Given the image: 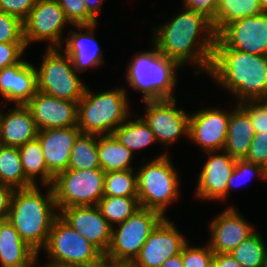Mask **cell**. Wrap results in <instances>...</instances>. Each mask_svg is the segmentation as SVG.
I'll use <instances>...</instances> for the list:
<instances>
[{"label":"cell","instance_id":"6da1fadb","mask_svg":"<svg viewBox=\"0 0 267 267\" xmlns=\"http://www.w3.org/2000/svg\"><path fill=\"white\" fill-rule=\"evenodd\" d=\"M182 9L170 21L153 28L152 44L181 67L190 62L197 67L196 74H208L217 38L212 21L201 13Z\"/></svg>","mask_w":267,"mask_h":267},{"label":"cell","instance_id":"7a4b0ae2","mask_svg":"<svg viewBox=\"0 0 267 267\" xmlns=\"http://www.w3.org/2000/svg\"><path fill=\"white\" fill-rule=\"evenodd\" d=\"M208 75L234 94L237 104L267 96V56L228 48L218 37Z\"/></svg>","mask_w":267,"mask_h":267},{"label":"cell","instance_id":"3957f363","mask_svg":"<svg viewBox=\"0 0 267 267\" xmlns=\"http://www.w3.org/2000/svg\"><path fill=\"white\" fill-rule=\"evenodd\" d=\"M40 186L15 189L8 220L21 239L38 254L48 240L54 220L59 216L52 186L43 195Z\"/></svg>","mask_w":267,"mask_h":267},{"label":"cell","instance_id":"277c9868","mask_svg":"<svg viewBox=\"0 0 267 267\" xmlns=\"http://www.w3.org/2000/svg\"><path fill=\"white\" fill-rule=\"evenodd\" d=\"M153 49L141 51L129 61L126 71L127 84L134 92L143 94L142 101L175 98L173 89L177 85V73L181 66Z\"/></svg>","mask_w":267,"mask_h":267},{"label":"cell","instance_id":"5b68a950","mask_svg":"<svg viewBox=\"0 0 267 267\" xmlns=\"http://www.w3.org/2000/svg\"><path fill=\"white\" fill-rule=\"evenodd\" d=\"M125 87L93 93L88 86L78 101L77 127L81 133L109 135L131 114Z\"/></svg>","mask_w":267,"mask_h":267},{"label":"cell","instance_id":"8992f818","mask_svg":"<svg viewBox=\"0 0 267 267\" xmlns=\"http://www.w3.org/2000/svg\"><path fill=\"white\" fill-rule=\"evenodd\" d=\"M168 153H162L136 171L138 199L142 208L166 216V209L178 200L180 180Z\"/></svg>","mask_w":267,"mask_h":267},{"label":"cell","instance_id":"52a82bcc","mask_svg":"<svg viewBox=\"0 0 267 267\" xmlns=\"http://www.w3.org/2000/svg\"><path fill=\"white\" fill-rule=\"evenodd\" d=\"M37 73L38 91L58 99L78 102L86 85L74 69L72 60L61 48H46Z\"/></svg>","mask_w":267,"mask_h":267},{"label":"cell","instance_id":"ba28073f","mask_svg":"<svg viewBox=\"0 0 267 267\" xmlns=\"http://www.w3.org/2000/svg\"><path fill=\"white\" fill-rule=\"evenodd\" d=\"M43 251L50 261L42 266L88 267L103 256L60 216L53 222Z\"/></svg>","mask_w":267,"mask_h":267},{"label":"cell","instance_id":"9c48e42d","mask_svg":"<svg viewBox=\"0 0 267 267\" xmlns=\"http://www.w3.org/2000/svg\"><path fill=\"white\" fill-rule=\"evenodd\" d=\"M104 175L101 169H67L52 184L58 211L72 206L97 205L104 196Z\"/></svg>","mask_w":267,"mask_h":267},{"label":"cell","instance_id":"30bf717a","mask_svg":"<svg viewBox=\"0 0 267 267\" xmlns=\"http://www.w3.org/2000/svg\"><path fill=\"white\" fill-rule=\"evenodd\" d=\"M163 218L159 212L141 207L127 220L112 227L111 242L105 257L134 261L151 231Z\"/></svg>","mask_w":267,"mask_h":267},{"label":"cell","instance_id":"8fae6325","mask_svg":"<svg viewBox=\"0 0 267 267\" xmlns=\"http://www.w3.org/2000/svg\"><path fill=\"white\" fill-rule=\"evenodd\" d=\"M67 24L71 25L56 0H36L34 8L23 21L26 47L33 42L47 41V48H61Z\"/></svg>","mask_w":267,"mask_h":267},{"label":"cell","instance_id":"7c38bea8","mask_svg":"<svg viewBox=\"0 0 267 267\" xmlns=\"http://www.w3.org/2000/svg\"><path fill=\"white\" fill-rule=\"evenodd\" d=\"M143 102L146 107L143 118L157 142L166 148L173 145L182 135L189 137L190 114L176 108V98Z\"/></svg>","mask_w":267,"mask_h":267},{"label":"cell","instance_id":"4fadbf2b","mask_svg":"<svg viewBox=\"0 0 267 267\" xmlns=\"http://www.w3.org/2000/svg\"><path fill=\"white\" fill-rule=\"evenodd\" d=\"M217 37L228 48L267 56V12L231 22Z\"/></svg>","mask_w":267,"mask_h":267},{"label":"cell","instance_id":"5bb4252c","mask_svg":"<svg viewBox=\"0 0 267 267\" xmlns=\"http://www.w3.org/2000/svg\"><path fill=\"white\" fill-rule=\"evenodd\" d=\"M188 243L174 223L164 217L151 231L134 262L138 267H160Z\"/></svg>","mask_w":267,"mask_h":267},{"label":"cell","instance_id":"9a60e30c","mask_svg":"<svg viewBox=\"0 0 267 267\" xmlns=\"http://www.w3.org/2000/svg\"><path fill=\"white\" fill-rule=\"evenodd\" d=\"M231 111L204 108L190 114L189 137L205 152L223 151Z\"/></svg>","mask_w":267,"mask_h":267},{"label":"cell","instance_id":"2e32d148","mask_svg":"<svg viewBox=\"0 0 267 267\" xmlns=\"http://www.w3.org/2000/svg\"><path fill=\"white\" fill-rule=\"evenodd\" d=\"M59 216L105 256L111 242L112 226L96 205L66 207Z\"/></svg>","mask_w":267,"mask_h":267},{"label":"cell","instance_id":"e0dca14e","mask_svg":"<svg viewBox=\"0 0 267 267\" xmlns=\"http://www.w3.org/2000/svg\"><path fill=\"white\" fill-rule=\"evenodd\" d=\"M205 153L208 159L199 173L195 196L199 200L225 201L227 183L233 173L236 159L224 151Z\"/></svg>","mask_w":267,"mask_h":267},{"label":"cell","instance_id":"ac0fdd59","mask_svg":"<svg viewBox=\"0 0 267 267\" xmlns=\"http://www.w3.org/2000/svg\"><path fill=\"white\" fill-rule=\"evenodd\" d=\"M237 210L229 206L210 220V241L207 244L215 254L230 253L256 231Z\"/></svg>","mask_w":267,"mask_h":267},{"label":"cell","instance_id":"d6986e66","mask_svg":"<svg viewBox=\"0 0 267 267\" xmlns=\"http://www.w3.org/2000/svg\"><path fill=\"white\" fill-rule=\"evenodd\" d=\"M25 105L31 111L38 130L77 126L78 102L37 91Z\"/></svg>","mask_w":267,"mask_h":267},{"label":"cell","instance_id":"ffe728a7","mask_svg":"<svg viewBox=\"0 0 267 267\" xmlns=\"http://www.w3.org/2000/svg\"><path fill=\"white\" fill-rule=\"evenodd\" d=\"M37 91L36 67L24 58L0 71V95L6 100L5 106L8 102L25 105Z\"/></svg>","mask_w":267,"mask_h":267},{"label":"cell","instance_id":"44dd1931","mask_svg":"<svg viewBox=\"0 0 267 267\" xmlns=\"http://www.w3.org/2000/svg\"><path fill=\"white\" fill-rule=\"evenodd\" d=\"M97 24L73 25L78 32L70 30L68 32L70 34H67L68 37L64 41L65 47H61L70 57L74 69L79 74L90 67H98L104 63L103 52L94 35Z\"/></svg>","mask_w":267,"mask_h":267},{"label":"cell","instance_id":"7402d4cb","mask_svg":"<svg viewBox=\"0 0 267 267\" xmlns=\"http://www.w3.org/2000/svg\"><path fill=\"white\" fill-rule=\"evenodd\" d=\"M80 134L77 126L39 130L37 139L42 145L47 168L54 177L68 169L72 148Z\"/></svg>","mask_w":267,"mask_h":267},{"label":"cell","instance_id":"603a6c76","mask_svg":"<svg viewBox=\"0 0 267 267\" xmlns=\"http://www.w3.org/2000/svg\"><path fill=\"white\" fill-rule=\"evenodd\" d=\"M38 132L31 111L26 105L15 104L7 113L0 110V145L19 147L35 140Z\"/></svg>","mask_w":267,"mask_h":267},{"label":"cell","instance_id":"cb8c5ba5","mask_svg":"<svg viewBox=\"0 0 267 267\" xmlns=\"http://www.w3.org/2000/svg\"><path fill=\"white\" fill-rule=\"evenodd\" d=\"M39 255L21 239L8 220L3 222L0 226L1 267H37Z\"/></svg>","mask_w":267,"mask_h":267},{"label":"cell","instance_id":"d4e9b609","mask_svg":"<svg viewBox=\"0 0 267 267\" xmlns=\"http://www.w3.org/2000/svg\"><path fill=\"white\" fill-rule=\"evenodd\" d=\"M255 135L248 113L236 104L231 110L223 151L234 159H245Z\"/></svg>","mask_w":267,"mask_h":267},{"label":"cell","instance_id":"484cf974","mask_svg":"<svg viewBox=\"0 0 267 267\" xmlns=\"http://www.w3.org/2000/svg\"><path fill=\"white\" fill-rule=\"evenodd\" d=\"M97 150L100 167L104 172L134 169L131 165L134 154L113 134L97 135Z\"/></svg>","mask_w":267,"mask_h":267},{"label":"cell","instance_id":"4316f807","mask_svg":"<svg viewBox=\"0 0 267 267\" xmlns=\"http://www.w3.org/2000/svg\"><path fill=\"white\" fill-rule=\"evenodd\" d=\"M22 168L25 177L33 184L38 185L37 178L40 177V185L52 186L54 176L49 172L45 162L42 145L36 138L18 147Z\"/></svg>","mask_w":267,"mask_h":267},{"label":"cell","instance_id":"83f0119b","mask_svg":"<svg viewBox=\"0 0 267 267\" xmlns=\"http://www.w3.org/2000/svg\"><path fill=\"white\" fill-rule=\"evenodd\" d=\"M132 115L117 127L113 135L134 154L135 151H140L157 141L144 118L140 116L132 120Z\"/></svg>","mask_w":267,"mask_h":267},{"label":"cell","instance_id":"f1b7e54d","mask_svg":"<svg viewBox=\"0 0 267 267\" xmlns=\"http://www.w3.org/2000/svg\"><path fill=\"white\" fill-rule=\"evenodd\" d=\"M263 13L259 0H218L216 17L212 21L216 34L227 24Z\"/></svg>","mask_w":267,"mask_h":267},{"label":"cell","instance_id":"f546056e","mask_svg":"<svg viewBox=\"0 0 267 267\" xmlns=\"http://www.w3.org/2000/svg\"><path fill=\"white\" fill-rule=\"evenodd\" d=\"M0 183L14 189L33 186L25 177L18 147L0 145Z\"/></svg>","mask_w":267,"mask_h":267},{"label":"cell","instance_id":"4dcf8cb0","mask_svg":"<svg viewBox=\"0 0 267 267\" xmlns=\"http://www.w3.org/2000/svg\"><path fill=\"white\" fill-rule=\"evenodd\" d=\"M100 167L97 135L81 133L75 140L71 151L68 169L89 170Z\"/></svg>","mask_w":267,"mask_h":267},{"label":"cell","instance_id":"1f68e13d","mask_svg":"<svg viewBox=\"0 0 267 267\" xmlns=\"http://www.w3.org/2000/svg\"><path fill=\"white\" fill-rule=\"evenodd\" d=\"M113 227L127 220L141 208L138 197L103 196L96 205Z\"/></svg>","mask_w":267,"mask_h":267},{"label":"cell","instance_id":"d6a6232c","mask_svg":"<svg viewBox=\"0 0 267 267\" xmlns=\"http://www.w3.org/2000/svg\"><path fill=\"white\" fill-rule=\"evenodd\" d=\"M267 244L258 231L241 242L230 254L242 267H262Z\"/></svg>","mask_w":267,"mask_h":267},{"label":"cell","instance_id":"836d02e7","mask_svg":"<svg viewBox=\"0 0 267 267\" xmlns=\"http://www.w3.org/2000/svg\"><path fill=\"white\" fill-rule=\"evenodd\" d=\"M104 196L138 197L136 171L130 169L105 172Z\"/></svg>","mask_w":267,"mask_h":267},{"label":"cell","instance_id":"e575fe53","mask_svg":"<svg viewBox=\"0 0 267 267\" xmlns=\"http://www.w3.org/2000/svg\"><path fill=\"white\" fill-rule=\"evenodd\" d=\"M254 176H258V178L261 177V179L267 181V170L261 165L248 162L245 159H237L233 173L227 183V198L233 187L241 186V184H243L242 182L245 181L244 179L247 180L248 178L251 180Z\"/></svg>","mask_w":267,"mask_h":267},{"label":"cell","instance_id":"d590c367","mask_svg":"<svg viewBox=\"0 0 267 267\" xmlns=\"http://www.w3.org/2000/svg\"><path fill=\"white\" fill-rule=\"evenodd\" d=\"M70 24L88 25L98 22L87 10L83 0H56Z\"/></svg>","mask_w":267,"mask_h":267},{"label":"cell","instance_id":"8d00e7d4","mask_svg":"<svg viewBox=\"0 0 267 267\" xmlns=\"http://www.w3.org/2000/svg\"><path fill=\"white\" fill-rule=\"evenodd\" d=\"M0 42L25 43L23 22L19 18L0 12Z\"/></svg>","mask_w":267,"mask_h":267},{"label":"cell","instance_id":"74e56055","mask_svg":"<svg viewBox=\"0 0 267 267\" xmlns=\"http://www.w3.org/2000/svg\"><path fill=\"white\" fill-rule=\"evenodd\" d=\"M189 244L182 248L183 267H207L215 255L209 245L190 247Z\"/></svg>","mask_w":267,"mask_h":267},{"label":"cell","instance_id":"f35d334b","mask_svg":"<svg viewBox=\"0 0 267 267\" xmlns=\"http://www.w3.org/2000/svg\"><path fill=\"white\" fill-rule=\"evenodd\" d=\"M239 105L248 113L255 133L267 132V105L260 100H247Z\"/></svg>","mask_w":267,"mask_h":267},{"label":"cell","instance_id":"ab89813d","mask_svg":"<svg viewBox=\"0 0 267 267\" xmlns=\"http://www.w3.org/2000/svg\"><path fill=\"white\" fill-rule=\"evenodd\" d=\"M245 160L267 170V132L255 133Z\"/></svg>","mask_w":267,"mask_h":267},{"label":"cell","instance_id":"60d3db41","mask_svg":"<svg viewBox=\"0 0 267 267\" xmlns=\"http://www.w3.org/2000/svg\"><path fill=\"white\" fill-rule=\"evenodd\" d=\"M35 3L36 0H0V12L15 16L23 22Z\"/></svg>","mask_w":267,"mask_h":267},{"label":"cell","instance_id":"b9f144b4","mask_svg":"<svg viewBox=\"0 0 267 267\" xmlns=\"http://www.w3.org/2000/svg\"><path fill=\"white\" fill-rule=\"evenodd\" d=\"M26 48L25 43L0 42V71L7 66L18 63Z\"/></svg>","mask_w":267,"mask_h":267},{"label":"cell","instance_id":"7bdbcfd3","mask_svg":"<svg viewBox=\"0 0 267 267\" xmlns=\"http://www.w3.org/2000/svg\"><path fill=\"white\" fill-rule=\"evenodd\" d=\"M183 8L203 14L213 21L216 17L218 0H183Z\"/></svg>","mask_w":267,"mask_h":267},{"label":"cell","instance_id":"ee69618b","mask_svg":"<svg viewBox=\"0 0 267 267\" xmlns=\"http://www.w3.org/2000/svg\"><path fill=\"white\" fill-rule=\"evenodd\" d=\"M14 188L0 183V216L7 219Z\"/></svg>","mask_w":267,"mask_h":267},{"label":"cell","instance_id":"f6af8a7d","mask_svg":"<svg viewBox=\"0 0 267 267\" xmlns=\"http://www.w3.org/2000/svg\"><path fill=\"white\" fill-rule=\"evenodd\" d=\"M213 259L218 263V267H242L230 253L215 254Z\"/></svg>","mask_w":267,"mask_h":267},{"label":"cell","instance_id":"bcb514c9","mask_svg":"<svg viewBox=\"0 0 267 267\" xmlns=\"http://www.w3.org/2000/svg\"><path fill=\"white\" fill-rule=\"evenodd\" d=\"M88 12L97 20L104 0H83Z\"/></svg>","mask_w":267,"mask_h":267},{"label":"cell","instance_id":"7dc6e473","mask_svg":"<svg viewBox=\"0 0 267 267\" xmlns=\"http://www.w3.org/2000/svg\"><path fill=\"white\" fill-rule=\"evenodd\" d=\"M160 267H183L182 251L181 253L166 259Z\"/></svg>","mask_w":267,"mask_h":267},{"label":"cell","instance_id":"c3c4849f","mask_svg":"<svg viewBox=\"0 0 267 267\" xmlns=\"http://www.w3.org/2000/svg\"><path fill=\"white\" fill-rule=\"evenodd\" d=\"M111 267H138L134 261L113 260L111 259Z\"/></svg>","mask_w":267,"mask_h":267},{"label":"cell","instance_id":"681fc988","mask_svg":"<svg viewBox=\"0 0 267 267\" xmlns=\"http://www.w3.org/2000/svg\"><path fill=\"white\" fill-rule=\"evenodd\" d=\"M88 267H111V259L102 256L97 262L90 264Z\"/></svg>","mask_w":267,"mask_h":267},{"label":"cell","instance_id":"f907efd6","mask_svg":"<svg viewBox=\"0 0 267 267\" xmlns=\"http://www.w3.org/2000/svg\"><path fill=\"white\" fill-rule=\"evenodd\" d=\"M260 7L263 12H267V0H259Z\"/></svg>","mask_w":267,"mask_h":267},{"label":"cell","instance_id":"816d5d0a","mask_svg":"<svg viewBox=\"0 0 267 267\" xmlns=\"http://www.w3.org/2000/svg\"><path fill=\"white\" fill-rule=\"evenodd\" d=\"M207 267H218V263L214 259H212Z\"/></svg>","mask_w":267,"mask_h":267},{"label":"cell","instance_id":"f5cc1de1","mask_svg":"<svg viewBox=\"0 0 267 267\" xmlns=\"http://www.w3.org/2000/svg\"><path fill=\"white\" fill-rule=\"evenodd\" d=\"M262 267H267V251H266V254H265V260H264V263H263Z\"/></svg>","mask_w":267,"mask_h":267},{"label":"cell","instance_id":"db71d44e","mask_svg":"<svg viewBox=\"0 0 267 267\" xmlns=\"http://www.w3.org/2000/svg\"><path fill=\"white\" fill-rule=\"evenodd\" d=\"M6 220V218L5 217H3V216H0V226L3 224V222Z\"/></svg>","mask_w":267,"mask_h":267},{"label":"cell","instance_id":"11a10c76","mask_svg":"<svg viewBox=\"0 0 267 267\" xmlns=\"http://www.w3.org/2000/svg\"><path fill=\"white\" fill-rule=\"evenodd\" d=\"M267 105V96L261 99Z\"/></svg>","mask_w":267,"mask_h":267},{"label":"cell","instance_id":"9f6ffc18","mask_svg":"<svg viewBox=\"0 0 267 267\" xmlns=\"http://www.w3.org/2000/svg\"><path fill=\"white\" fill-rule=\"evenodd\" d=\"M40 267H64V266H41Z\"/></svg>","mask_w":267,"mask_h":267}]
</instances>
